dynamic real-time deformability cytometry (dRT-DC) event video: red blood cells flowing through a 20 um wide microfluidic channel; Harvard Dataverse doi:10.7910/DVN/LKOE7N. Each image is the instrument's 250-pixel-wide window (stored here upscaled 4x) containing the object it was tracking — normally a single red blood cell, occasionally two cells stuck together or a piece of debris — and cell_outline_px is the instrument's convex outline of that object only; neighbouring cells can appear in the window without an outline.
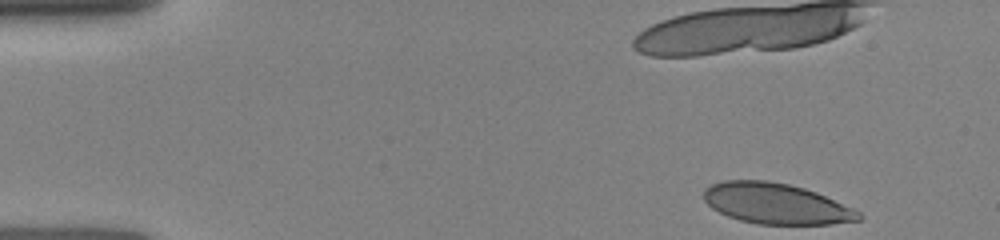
{"species": "human", "species_latin": "Homo sapiens", "temperature_condition": "room temperature", "stored_images_in_passage": 39, "camera_frame_rate_fps": 3000, "um_per_image_px": 0.085, "donor": {"sex": "female"}, "frame": {"image": 1, "passage_image": 1, "time_ms": 0.0, "image_size_px": [1000, 240], "cell_outline_px": [[864, 216], [860, 220], [832, 224], [756, 224], [740, 220], [728, 216], [712, 208], [704, 200], [704, 188], [712, 184], [724, 180], [768, 180], [788, 184], [804, 188], [816, 192], [852, 208], [860, 212]], "centroid_in_image_um": [65.96, 17.31], "position_along_channel_um": 19.0, "area_um2": 36.7}}